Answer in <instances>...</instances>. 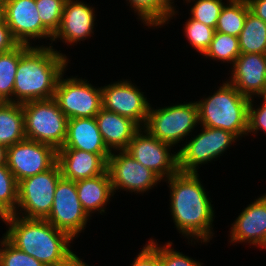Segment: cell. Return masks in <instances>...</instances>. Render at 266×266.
<instances>
[{
	"instance_id": "obj_25",
	"label": "cell",
	"mask_w": 266,
	"mask_h": 266,
	"mask_svg": "<svg viewBox=\"0 0 266 266\" xmlns=\"http://www.w3.org/2000/svg\"><path fill=\"white\" fill-rule=\"evenodd\" d=\"M238 39L240 53L266 54V23L249 11Z\"/></svg>"
},
{
	"instance_id": "obj_45",
	"label": "cell",
	"mask_w": 266,
	"mask_h": 266,
	"mask_svg": "<svg viewBox=\"0 0 266 266\" xmlns=\"http://www.w3.org/2000/svg\"><path fill=\"white\" fill-rule=\"evenodd\" d=\"M4 103V101L0 98V104Z\"/></svg>"
},
{
	"instance_id": "obj_30",
	"label": "cell",
	"mask_w": 266,
	"mask_h": 266,
	"mask_svg": "<svg viewBox=\"0 0 266 266\" xmlns=\"http://www.w3.org/2000/svg\"><path fill=\"white\" fill-rule=\"evenodd\" d=\"M186 3L195 2L191 7V17L200 21L206 26L216 28L218 18L221 14L224 3L222 0H186Z\"/></svg>"
},
{
	"instance_id": "obj_5",
	"label": "cell",
	"mask_w": 266,
	"mask_h": 266,
	"mask_svg": "<svg viewBox=\"0 0 266 266\" xmlns=\"http://www.w3.org/2000/svg\"><path fill=\"white\" fill-rule=\"evenodd\" d=\"M26 139L62 148L67 134L68 118L52 99L23 103Z\"/></svg>"
},
{
	"instance_id": "obj_20",
	"label": "cell",
	"mask_w": 266,
	"mask_h": 266,
	"mask_svg": "<svg viewBox=\"0 0 266 266\" xmlns=\"http://www.w3.org/2000/svg\"><path fill=\"white\" fill-rule=\"evenodd\" d=\"M95 118L105 145L111 152L116 151L115 153H118V150H125L141 128L131 119L103 107Z\"/></svg>"
},
{
	"instance_id": "obj_43",
	"label": "cell",
	"mask_w": 266,
	"mask_h": 266,
	"mask_svg": "<svg viewBox=\"0 0 266 266\" xmlns=\"http://www.w3.org/2000/svg\"><path fill=\"white\" fill-rule=\"evenodd\" d=\"M76 266H89L83 260H81Z\"/></svg>"
},
{
	"instance_id": "obj_44",
	"label": "cell",
	"mask_w": 266,
	"mask_h": 266,
	"mask_svg": "<svg viewBox=\"0 0 266 266\" xmlns=\"http://www.w3.org/2000/svg\"><path fill=\"white\" fill-rule=\"evenodd\" d=\"M266 248V240H265V243L263 244V249H265Z\"/></svg>"
},
{
	"instance_id": "obj_22",
	"label": "cell",
	"mask_w": 266,
	"mask_h": 266,
	"mask_svg": "<svg viewBox=\"0 0 266 266\" xmlns=\"http://www.w3.org/2000/svg\"><path fill=\"white\" fill-rule=\"evenodd\" d=\"M79 201L89 217L95 211L105 213L110 197L114 195L108 171L98 176L75 181Z\"/></svg>"
},
{
	"instance_id": "obj_28",
	"label": "cell",
	"mask_w": 266,
	"mask_h": 266,
	"mask_svg": "<svg viewBox=\"0 0 266 266\" xmlns=\"http://www.w3.org/2000/svg\"><path fill=\"white\" fill-rule=\"evenodd\" d=\"M240 54L238 37L215 31L213 40L203 56L233 65Z\"/></svg>"
},
{
	"instance_id": "obj_21",
	"label": "cell",
	"mask_w": 266,
	"mask_h": 266,
	"mask_svg": "<svg viewBox=\"0 0 266 266\" xmlns=\"http://www.w3.org/2000/svg\"><path fill=\"white\" fill-rule=\"evenodd\" d=\"M61 149L111 154L103 141L95 117L68 119L66 139Z\"/></svg>"
},
{
	"instance_id": "obj_16",
	"label": "cell",
	"mask_w": 266,
	"mask_h": 266,
	"mask_svg": "<svg viewBox=\"0 0 266 266\" xmlns=\"http://www.w3.org/2000/svg\"><path fill=\"white\" fill-rule=\"evenodd\" d=\"M95 15L94 7L79 0H66L60 26L53 35L52 42L60 38L65 44L73 45L91 37L94 33Z\"/></svg>"
},
{
	"instance_id": "obj_27",
	"label": "cell",
	"mask_w": 266,
	"mask_h": 266,
	"mask_svg": "<svg viewBox=\"0 0 266 266\" xmlns=\"http://www.w3.org/2000/svg\"><path fill=\"white\" fill-rule=\"evenodd\" d=\"M249 11L246 0H227L218 18L215 31L238 37Z\"/></svg>"
},
{
	"instance_id": "obj_8",
	"label": "cell",
	"mask_w": 266,
	"mask_h": 266,
	"mask_svg": "<svg viewBox=\"0 0 266 266\" xmlns=\"http://www.w3.org/2000/svg\"><path fill=\"white\" fill-rule=\"evenodd\" d=\"M59 77L53 99L68 119L95 117L102 108V87L76 77Z\"/></svg>"
},
{
	"instance_id": "obj_26",
	"label": "cell",
	"mask_w": 266,
	"mask_h": 266,
	"mask_svg": "<svg viewBox=\"0 0 266 266\" xmlns=\"http://www.w3.org/2000/svg\"><path fill=\"white\" fill-rule=\"evenodd\" d=\"M31 46L19 44L11 51L0 53V98L13 103L15 75L20 57Z\"/></svg>"
},
{
	"instance_id": "obj_42",
	"label": "cell",
	"mask_w": 266,
	"mask_h": 266,
	"mask_svg": "<svg viewBox=\"0 0 266 266\" xmlns=\"http://www.w3.org/2000/svg\"><path fill=\"white\" fill-rule=\"evenodd\" d=\"M258 97L262 98L264 103H266V87L263 89L262 93Z\"/></svg>"
},
{
	"instance_id": "obj_39",
	"label": "cell",
	"mask_w": 266,
	"mask_h": 266,
	"mask_svg": "<svg viewBox=\"0 0 266 266\" xmlns=\"http://www.w3.org/2000/svg\"><path fill=\"white\" fill-rule=\"evenodd\" d=\"M11 215L12 214L0 203V218L3 222H5L6 225Z\"/></svg>"
},
{
	"instance_id": "obj_4",
	"label": "cell",
	"mask_w": 266,
	"mask_h": 266,
	"mask_svg": "<svg viewBox=\"0 0 266 266\" xmlns=\"http://www.w3.org/2000/svg\"><path fill=\"white\" fill-rule=\"evenodd\" d=\"M196 102L200 126L220 128L237 138L248 135L250 99L228 81L218 87L213 95Z\"/></svg>"
},
{
	"instance_id": "obj_10",
	"label": "cell",
	"mask_w": 266,
	"mask_h": 266,
	"mask_svg": "<svg viewBox=\"0 0 266 266\" xmlns=\"http://www.w3.org/2000/svg\"><path fill=\"white\" fill-rule=\"evenodd\" d=\"M171 147L173 146L161 142L144 127H141L125 151L141 165L156 173L162 180H166L179 171L178 153L172 154Z\"/></svg>"
},
{
	"instance_id": "obj_29",
	"label": "cell",
	"mask_w": 266,
	"mask_h": 266,
	"mask_svg": "<svg viewBox=\"0 0 266 266\" xmlns=\"http://www.w3.org/2000/svg\"><path fill=\"white\" fill-rule=\"evenodd\" d=\"M183 28L187 40L197 52L203 55L213 40L215 29L192 18L186 21Z\"/></svg>"
},
{
	"instance_id": "obj_35",
	"label": "cell",
	"mask_w": 266,
	"mask_h": 266,
	"mask_svg": "<svg viewBox=\"0 0 266 266\" xmlns=\"http://www.w3.org/2000/svg\"><path fill=\"white\" fill-rule=\"evenodd\" d=\"M254 99H250L249 103V117H248V132L252 134L259 133L261 130L266 133V103L260 104L258 108L253 107ZM255 132V133H254Z\"/></svg>"
},
{
	"instance_id": "obj_38",
	"label": "cell",
	"mask_w": 266,
	"mask_h": 266,
	"mask_svg": "<svg viewBox=\"0 0 266 266\" xmlns=\"http://www.w3.org/2000/svg\"><path fill=\"white\" fill-rule=\"evenodd\" d=\"M250 9L258 18L266 23V0H246Z\"/></svg>"
},
{
	"instance_id": "obj_3",
	"label": "cell",
	"mask_w": 266,
	"mask_h": 266,
	"mask_svg": "<svg viewBox=\"0 0 266 266\" xmlns=\"http://www.w3.org/2000/svg\"><path fill=\"white\" fill-rule=\"evenodd\" d=\"M68 61L67 56L55 50L52 43L49 46H31L20 57L17 66L13 103L52 99Z\"/></svg>"
},
{
	"instance_id": "obj_19",
	"label": "cell",
	"mask_w": 266,
	"mask_h": 266,
	"mask_svg": "<svg viewBox=\"0 0 266 266\" xmlns=\"http://www.w3.org/2000/svg\"><path fill=\"white\" fill-rule=\"evenodd\" d=\"M109 156L110 154H93L79 149H59L57 163L62 177L77 181L104 174Z\"/></svg>"
},
{
	"instance_id": "obj_9",
	"label": "cell",
	"mask_w": 266,
	"mask_h": 266,
	"mask_svg": "<svg viewBox=\"0 0 266 266\" xmlns=\"http://www.w3.org/2000/svg\"><path fill=\"white\" fill-rule=\"evenodd\" d=\"M236 139L234 134L223 129L202 126L201 133L177 151L179 171L197 173L199 165L222 156Z\"/></svg>"
},
{
	"instance_id": "obj_15",
	"label": "cell",
	"mask_w": 266,
	"mask_h": 266,
	"mask_svg": "<svg viewBox=\"0 0 266 266\" xmlns=\"http://www.w3.org/2000/svg\"><path fill=\"white\" fill-rule=\"evenodd\" d=\"M5 22L19 44L32 46L30 39H47L53 34L42 24L35 0H5Z\"/></svg>"
},
{
	"instance_id": "obj_24",
	"label": "cell",
	"mask_w": 266,
	"mask_h": 266,
	"mask_svg": "<svg viewBox=\"0 0 266 266\" xmlns=\"http://www.w3.org/2000/svg\"><path fill=\"white\" fill-rule=\"evenodd\" d=\"M146 26L160 27L177 14L170 0H126Z\"/></svg>"
},
{
	"instance_id": "obj_34",
	"label": "cell",
	"mask_w": 266,
	"mask_h": 266,
	"mask_svg": "<svg viewBox=\"0 0 266 266\" xmlns=\"http://www.w3.org/2000/svg\"><path fill=\"white\" fill-rule=\"evenodd\" d=\"M159 254L161 266H201L198 261L193 260L182 252H178L172 248V242L165 245H158L153 239L148 242Z\"/></svg>"
},
{
	"instance_id": "obj_31",
	"label": "cell",
	"mask_w": 266,
	"mask_h": 266,
	"mask_svg": "<svg viewBox=\"0 0 266 266\" xmlns=\"http://www.w3.org/2000/svg\"><path fill=\"white\" fill-rule=\"evenodd\" d=\"M0 203L13 215L18 203V182L8 166L0 165Z\"/></svg>"
},
{
	"instance_id": "obj_40",
	"label": "cell",
	"mask_w": 266,
	"mask_h": 266,
	"mask_svg": "<svg viewBox=\"0 0 266 266\" xmlns=\"http://www.w3.org/2000/svg\"><path fill=\"white\" fill-rule=\"evenodd\" d=\"M7 149L8 147L0 144V165H5L7 161Z\"/></svg>"
},
{
	"instance_id": "obj_13",
	"label": "cell",
	"mask_w": 266,
	"mask_h": 266,
	"mask_svg": "<svg viewBox=\"0 0 266 266\" xmlns=\"http://www.w3.org/2000/svg\"><path fill=\"white\" fill-rule=\"evenodd\" d=\"M118 152L115 154L112 151L107 161V171L114 194L117 189L131 193H145L162 181L156 173L141 165L125 150Z\"/></svg>"
},
{
	"instance_id": "obj_2",
	"label": "cell",
	"mask_w": 266,
	"mask_h": 266,
	"mask_svg": "<svg viewBox=\"0 0 266 266\" xmlns=\"http://www.w3.org/2000/svg\"><path fill=\"white\" fill-rule=\"evenodd\" d=\"M3 235L17 249L45 266H76L81 259L69 246L73 239L46 219L24 218L15 214Z\"/></svg>"
},
{
	"instance_id": "obj_1",
	"label": "cell",
	"mask_w": 266,
	"mask_h": 266,
	"mask_svg": "<svg viewBox=\"0 0 266 266\" xmlns=\"http://www.w3.org/2000/svg\"><path fill=\"white\" fill-rule=\"evenodd\" d=\"M164 181L170 188V212L176 229L187 239H195L194 244L209 242L214 236L215 214L198 172L178 171Z\"/></svg>"
},
{
	"instance_id": "obj_18",
	"label": "cell",
	"mask_w": 266,
	"mask_h": 266,
	"mask_svg": "<svg viewBox=\"0 0 266 266\" xmlns=\"http://www.w3.org/2000/svg\"><path fill=\"white\" fill-rule=\"evenodd\" d=\"M230 229L231 243L248 242L263 249L266 240V193L243 209Z\"/></svg>"
},
{
	"instance_id": "obj_7",
	"label": "cell",
	"mask_w": 266,
	"mask_h": 266,
	"mask_svg": "<svg viewBox=\"0 0 266 266\" xmlns=\"http://www.w3.org/2000/svg\"><path fill=\"white\" fill-rule=\"evenodd\" d=\"M61 177L60 167L56 163L45 172L21 180L18 183V203L15 215L45 219L51 212L54 192Z\"/></svg>"
},
{
	"instance_id": "obj_23",
	"label": "cell",
	"mask_w": 266,
	"mask_h": 266,
	"mask_svg": "<svg viewBox=\"0 0 266 266\" xmlns=\"http://www.w3.org/2000/svg\"><path fill=\"white\" fill-rule=\"evenodd\" d=\"M24 139L23 105L11 102L0 104V144L9 147Z\"/></svg>"
},
{
	"instance_id": "obj_14",
	"label": "cell",
	"mask_w": 266,
	"mask_h": 266,
	"mask_svg": "<svg viewBox=\"0 0 266 266\" xmlns=\"http://www.w3.org/2000/svg\"><path fill=\"white\" fill-rule=\"evenodd\" d=\"M135 84L127 79L102 87V107L127 117L144 127L151 104Z\"/></svg>"
},
{
	"instance_id": "obj_11",
	"label": "cell",
	"mask_w": 266,
	"mask_h": 266,
	"mask_svg": "<svg viewBox=\"0 0 266 266\" xmlns=\"http://www.w3.org/2000/svg\"><path fill=\"white\" fill-rule=\"evenodd\" d=\"M89 218L79 201L75 181L61 177L54 192L51 212L45 219L75 239L86 228Z\"/></svg>"
},
{
	"instance_id": "obj_12",
	"label": "cell",
	"mask_w": 266,
	"mask_h": 266,
	"mask_svg": "<svg viewBox=\"0 0 266 266\" xmlns=\"http://www.w3.org/2000/svg\"><path fill=\"white\" fill-rule=\"evenodd\" d=\"M57 163V150L48 144L24 139L7 149L6 165L16 181L51 169Z\"/></svg>"
},
{
	"instance_id": "obj_6",
	"label": "cell",
	"mask_w": 266,
	"mask_h": 266,
	"mask_svg": "<svg viewBox=\"0 0 266 266\" xmlns=\"http://www.w3.org/2000/svg\"><path fill=\"white\" fill-rule=\"evenodd\" d=\"M199 123L197 102L175 104L159 109L150 106L144 128L161 142L174 147L194 130ZM184 138V139H183Z\"/></svg>"
},
{
	"instance_id": "obj_41",
	"label": "cell",
	"mask_w": 266,
	"mask_h": 266,
	"mask_svg": "<svg viewBox=\"0 0 266 266\" xmlns=\"http://www.w3.org/2000/svg\"><path fill=\"white\" fill-rule=\"evenodd\" d=\"M5 21V7L4 3H0V23Z\"/></svg>"
},
{
	"instance_id": "obj_36",
	"label": "cell",
	"mask_w": 266,
	"mask_h": 266,
	"mask_svg": "<svg viewBox=\"0 0 266 266\" xmlns=\"http://www.w3.org/2000/svg\"><path fill=\"white\" fill-rule=\"evenodd\" d=\"M131 266H161L158 252L148 243L143 246Z\"/></svg>"
},
{
	"instance_id": "obj_17",
	"label": "cell",
	"mask_w": 266,
	"mask_h": 266,
	"mask_svg": "<svg viewBox=\"0 0 266 266\" xmlns=\"http://www.w3.org/2000/svg\"><path fill=\"white\" fill-rule=\"evenodd\" d=\"M232 66L228 82L249 99L259 96L266 87V54L241 53Z\"/></svg>"
},
{
	"instance_id": "obj_32",
	"label": "cell",
	"mask_w": 266,
	"mask_h": 266,
	"mask_svg": "<svg viewBox=\"0 0 266 266\" xmlns=\"http://www.w3.org/2000/svg\"><path fill=\"white\" fill-rule=\"evenodd\" d=\"M66 0H35L42 24L54 35L58 30Z\"/></svg>"
},
{
	"instance_id": "obj_33",
	"label": "cell",
	"mask_w": 266,
	"mask_h": 266,
	"mask_svg": "<svg viewBox=\"0 0 266 266\" xmlns=\"http://www.w3.org/2000/svg\"><path fill=\"white\" fill-rule=\"evenodd\" d=\"M0 240V266H45L33 256L17 249L4 236Z\"/></svg>"
},
{
	"instance_id": "obj_37",
	"label": "cell",
	"mask_w": 266,
	"mask_h": 266,
	"mask_svg": "<svg viewBox=\"0 0 266 266\" xmlns=\"http://www.w3.org/2000/svg\"><path fill=\"white\" fill-rule=\"evenodd\" d=\"M18 45L6 22L0 23V53L11 51Z\"/></svg>"
}]
</instances>
